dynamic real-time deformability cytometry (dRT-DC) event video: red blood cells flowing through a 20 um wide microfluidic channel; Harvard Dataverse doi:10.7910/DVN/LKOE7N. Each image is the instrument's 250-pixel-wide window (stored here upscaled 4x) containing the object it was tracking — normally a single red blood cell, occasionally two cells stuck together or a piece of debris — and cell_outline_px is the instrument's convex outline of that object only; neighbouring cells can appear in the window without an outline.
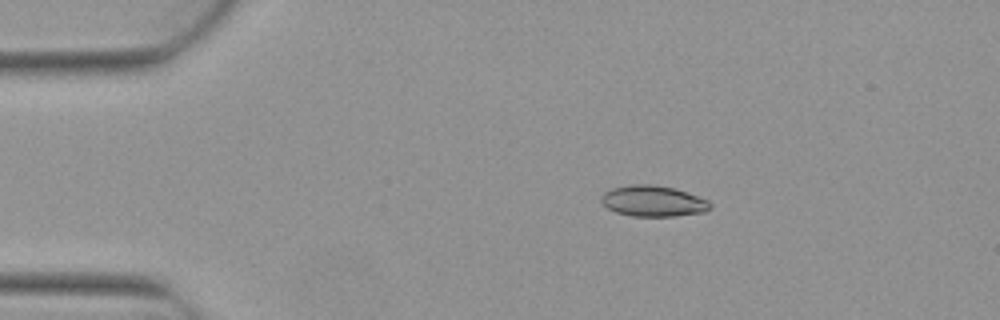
{"species": "Egyptian fruit bat (a non-hibernating species)", "species_latin": "Rousettus aegyptiacus", "temperature_condition": "warm", "stored_images_in_passage": 7, "camera_frame_rate_fps": 3000, "um_per_image_px": 0.085, "animal": {"sex": "female"}, "frame": {"image": 1, "passage_image": 1, "time_ms": 0.0, "image_size_px": [1000, 320], "cell_outline_px": [[712, 208], [704, 212], [676, 216], [632, 216], [616, 212], [608, 208], [600, 200], [600, 196], [604, 192], [612, 188], [628, 184], [652, 184], [672, 188], [708, 200], [712, 204]], "centroid_in_image_um": [55.49, 17.09], "position_along_channel_um": 29.5, "area_um2": 19.59}}
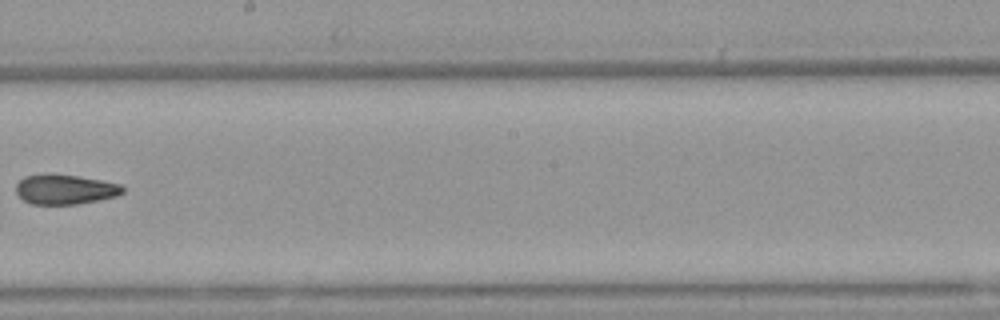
{"frame": {"image": 2, "passage_image": 6, "time_ms": 1.667, "image_size_px": [1000, 320], "cell_outline_px": [[124, 192], [116, 196], [76, 204], [32, 204], [24, 200], [16, 192], [16, 184], [24, 176], [48, 172], [80, 176], [120, 184], [124, 188]], "centroid_in_image_um": [5.5, 16.07], "position_along_channel_um": 242.7, "area_um2": 18.67}}
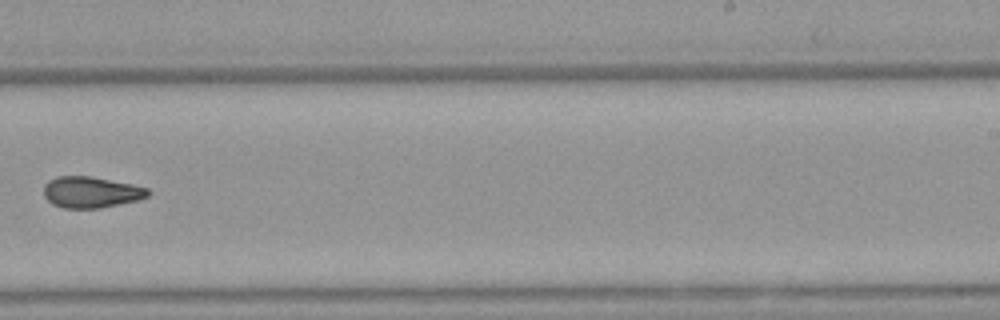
{"frame": {"image": 3, "passage_image": 7, "time_ms": 2.0, "image_size_px": [1000, 320], "cell_outline_px": [[152, 192], [148, 196], [136, 200], [100, 208], [64, 208], [52, 204], [44, 196], [44, 184], [48, 180], [56, 176], [92, 176], [132, 184], [148, 188]], "centroid_in_image_um": [7.72, 16.32], "position_along_channel_um": 281.3, "area_um2": 19.02}}